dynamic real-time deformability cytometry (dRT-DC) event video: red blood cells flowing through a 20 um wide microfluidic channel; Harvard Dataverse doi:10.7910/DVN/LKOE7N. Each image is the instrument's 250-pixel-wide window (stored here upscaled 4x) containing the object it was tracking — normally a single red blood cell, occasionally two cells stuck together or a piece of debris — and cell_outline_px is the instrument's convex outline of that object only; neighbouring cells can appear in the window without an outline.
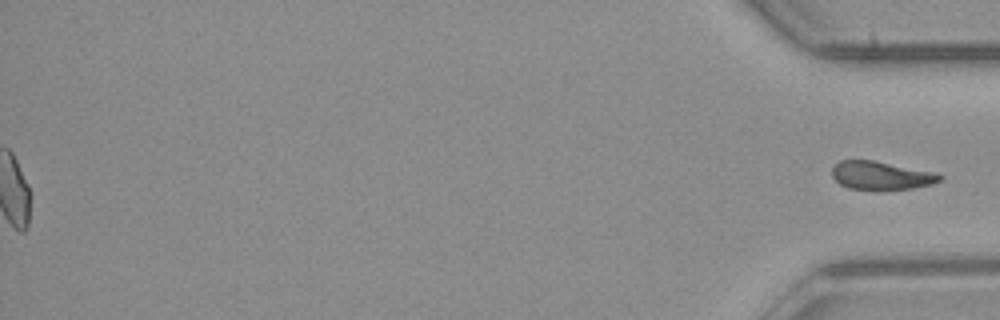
{"species": "common noctule bat (a hibernating species)", "species_latin": "Nyctalus noctula", "temperature_condition": "room temperature", "stored_images_in_passage": 53, "segment_of_instrument_passage": [2, 2], "camera_frame_rate_fps": 3000, "um_per_image_px": 0.085, "animal": {"sex": "male", "body_mass_g": 23.1, "forearm_length_mm": 52.7}, "frame": {"image": 1, "passage_image": 53, "time_ms": 17.333, "image_size_px": [1000, 320], "cell_outline_px": [[944, 176], [940, 180], [932, 184], [912, 188], [876, 192], [848, 188], [840, 184], [832, 176], [832, 168], [840, 160], [872, 160], [936, 172]], "centroid_in_image_um": [74.89, 14.95], "position_along_channel_um": 360.3, "area_um2": 18.26}}